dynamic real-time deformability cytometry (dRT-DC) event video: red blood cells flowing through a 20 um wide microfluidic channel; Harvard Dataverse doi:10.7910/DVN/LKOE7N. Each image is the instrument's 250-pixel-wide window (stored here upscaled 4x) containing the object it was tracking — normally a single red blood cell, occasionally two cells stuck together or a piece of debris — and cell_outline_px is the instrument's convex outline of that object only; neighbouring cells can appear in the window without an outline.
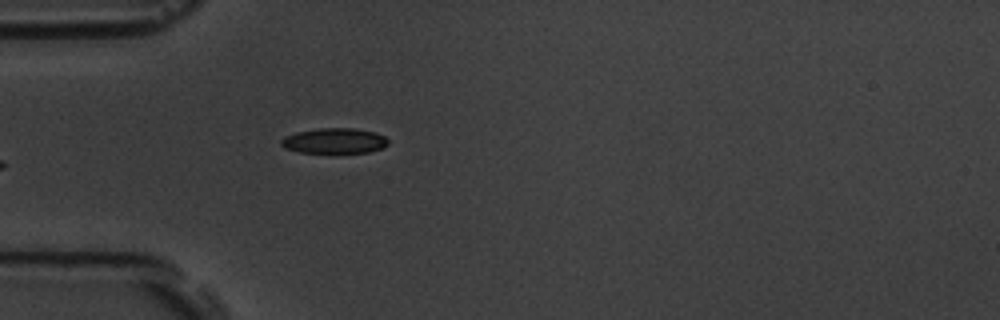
{"species": "common noctule bat (a hibernating species)", "species_latin": "Nyctalus noctula", "temperature_condition": "room temperature", "stored_images_in_passage": 7, "camera_frame_rate_fps": 3000, "um_per_image_px": 0.085, "animal": {"sex": "male", "body_mass_g": 19.5, "forearm_length_mm": 54.6}, "frame": {"image": 1, "passage_image": 7, "time_ms": 6.667, "image_size_px": [1000, 320], "cell_outline_px": [[388, 144], [380, 148], [368, 152], [300, 152], [284, 148], [280, 144], [280, 140], [284, 136], [296, 132], [320, 128], [356, 128], [376, 132], [384, 136], [388, 140]], "centroid_in_image_um": [28.4, 11.95], "position_along_channel_um": 56.6, "area_um2": 15.72}}